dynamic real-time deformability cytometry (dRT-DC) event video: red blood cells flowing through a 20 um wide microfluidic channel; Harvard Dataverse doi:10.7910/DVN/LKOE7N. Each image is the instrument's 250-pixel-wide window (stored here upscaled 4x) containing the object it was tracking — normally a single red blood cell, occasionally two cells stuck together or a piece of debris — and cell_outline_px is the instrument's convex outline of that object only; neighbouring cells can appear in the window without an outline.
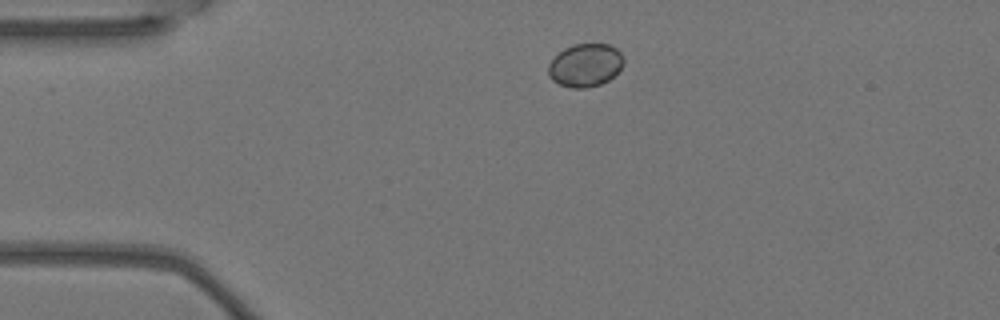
{"species": "Egyptian fruit bat (a non-hibernating species)", "species_latin": "Rousettus aegyptiacus", "temperature_condition": "warm", "stored_images_in_passage": 3, "camera_frame_rate_fps": 3000, "um_per_image_px": 0.085, "animal": {"sex": "female"}, "frame": {"image": 1, "passage_image": 2, "time_ms": 0.333, "image_size_px": [1000, 320], "cell_outline_px": [[624, 64], [608, 80], [600, 84], [584, 88], [572, 88], [560, 84], [552, 80], [548, 76], [548, 64], [564, 48], [572, 44], [608, 44], [616, 48], [620, 52], [624, 60]], "centroid_in_image_um": [49.74, 5.54], "position_along_channel_um": 35.3, "area_um2": 18.79}}